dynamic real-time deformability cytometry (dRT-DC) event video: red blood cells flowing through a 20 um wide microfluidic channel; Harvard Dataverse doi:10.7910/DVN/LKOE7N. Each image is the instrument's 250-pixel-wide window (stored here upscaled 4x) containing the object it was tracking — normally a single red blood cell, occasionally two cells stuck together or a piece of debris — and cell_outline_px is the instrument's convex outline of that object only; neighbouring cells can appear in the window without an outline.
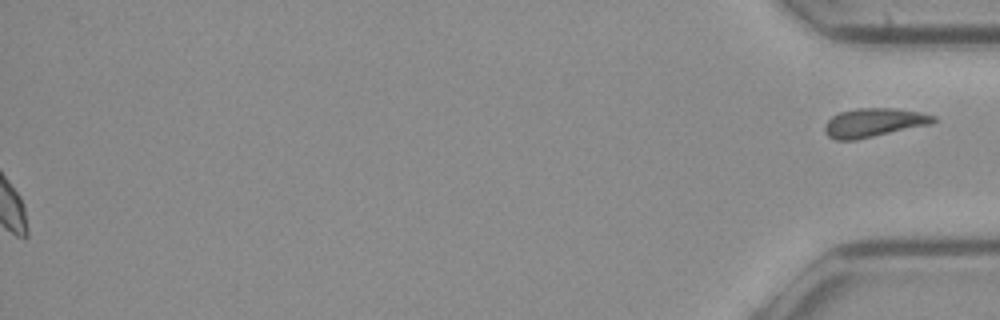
{"species": "common noctule bat (a hibernating species)", "species_latin": "Nyctalus noctula", "temperature_condition": "cold", "stored_images_in_passage": 53, "segment_of_instrument_passage": [2, 2], "camera_frame_rate_fps": 3000, "um_per_image_px": 0.085, "animal": {"sex": "female", "body_mass_g": 21.9}, "frame": {"image": 1, "passage_image": 53, "time_ms": 17.333, "image_size_px": [1000, 320], "cell_outline_px": [[936, 120], [932, 124], [856, 140], [836, 140], [828, 136], [824, 132], [824, 124], [832, 116], [840, 112], [856, 108], [896, 108], [920, 112], [936, 116]], "centroid_in_image_um": [74.27, 10.42], "position_along_channel_um": 360.9, "area_um2": 18.38}}